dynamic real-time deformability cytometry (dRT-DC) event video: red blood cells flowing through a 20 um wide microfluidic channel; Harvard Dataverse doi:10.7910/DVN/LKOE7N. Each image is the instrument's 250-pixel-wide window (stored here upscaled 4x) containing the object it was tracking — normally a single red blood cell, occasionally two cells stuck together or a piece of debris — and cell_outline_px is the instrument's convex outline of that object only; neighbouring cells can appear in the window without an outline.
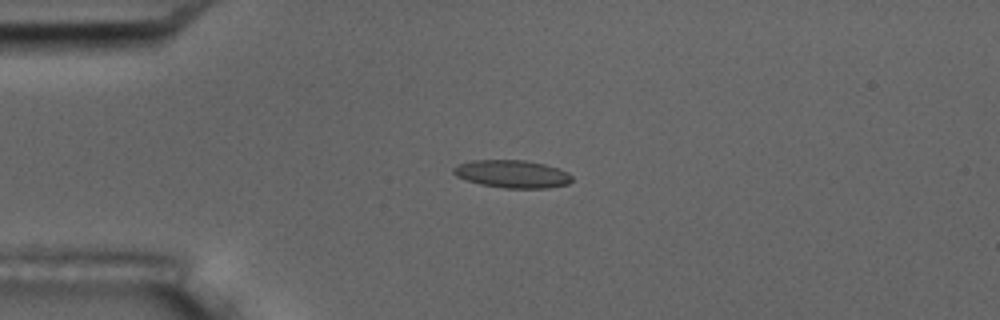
{"species": "common noctule bat (a hibernating species)", "species_latin": "Nyctalus noctula", "temperature_condition": "room temperature", "stored_images_in_passage": 4, "camera_frame_rate_fps": 3000, "um_per_image_px": 0.085, "animal": {"sex": "male", "body_mass_g": 17.5, "forearm_length_mm": 52.3}, "frame": {"image": 1, "passage_image": 3, "time_ms": 2.667, "image_size_px": [1000, 320], "cell_outline_px": [[572, 180], [568, 184], [548, 188], [504, 188], [480, 184], [456, 176], [452, 172], [452, 168], [460, 164], [472, 160], [524, 160], [544, 164], [568, 172], [572, 176]], "centroid_in_image_um": [43.54, 14.79], "position_along_channel_um": 41.5, "area_um2": 19.07}}